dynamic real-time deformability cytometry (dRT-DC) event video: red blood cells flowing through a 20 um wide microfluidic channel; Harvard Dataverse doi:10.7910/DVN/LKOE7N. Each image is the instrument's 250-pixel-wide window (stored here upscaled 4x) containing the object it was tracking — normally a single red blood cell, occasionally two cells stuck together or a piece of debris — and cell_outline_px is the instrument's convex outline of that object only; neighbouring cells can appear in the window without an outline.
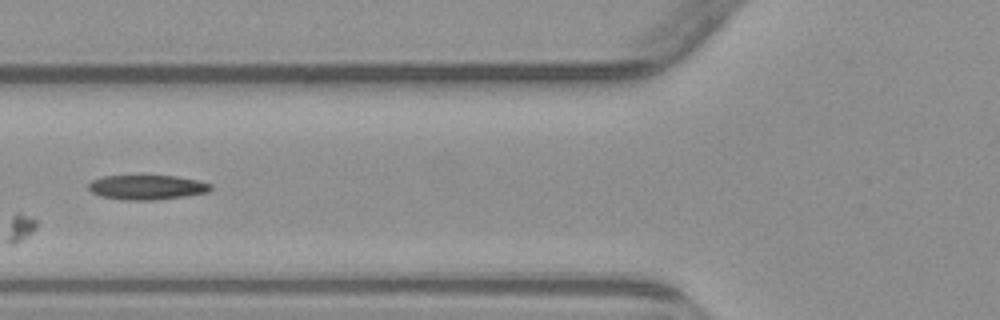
{"species": "common noctule bat (a hibernating species)", "species_latin": "Nyctalus noctula", "temperature_condition": "warm", "stored_images_in_passage": 5, "camera_frame_rate_fps": 3000, "um_per_image_px": 0.085, "animal": {"sex": "male", "body_mass_g": 23.1, "forearm_length_mm": 52.7}, "frame": {"image": 1, "passage_image": 4, "time_ms": 3.667, "image_size_px": [1000, 320], "cell_outline_px": [[212, 188], [208, 192], [184, 196], [156, 200], [124, 200], [100, 196], [92, 192], [88, 188], [88, 184], [92, 180], [104, 176], [176, 176], [200, 180], [212, 184]], "centroid_in_image_um": [12.51, 15.92], "position_along_channel_um": 113.3, "area_um2": 17.57}}